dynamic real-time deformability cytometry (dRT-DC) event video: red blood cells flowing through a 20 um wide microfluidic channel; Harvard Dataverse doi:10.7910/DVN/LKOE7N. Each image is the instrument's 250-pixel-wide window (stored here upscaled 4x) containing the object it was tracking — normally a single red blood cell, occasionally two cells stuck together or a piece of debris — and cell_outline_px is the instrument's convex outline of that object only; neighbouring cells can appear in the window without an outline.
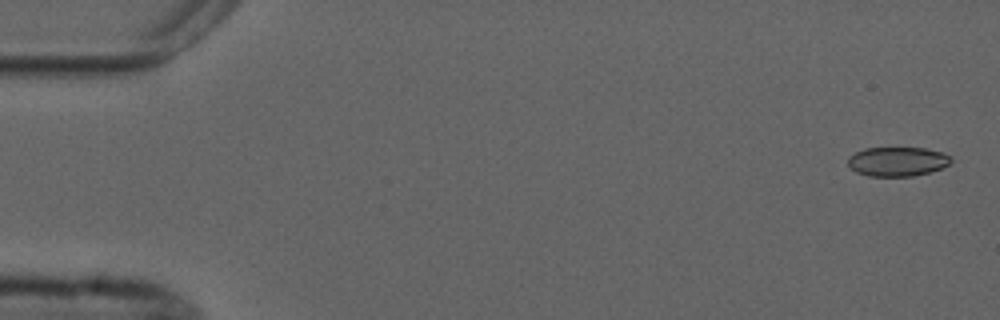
{"species": "common noctule bat (a hibernating species)", "species_latin": "Nyctalus noctula", "temperature_condition": "cold", "stored_images_in_passage": 6, "camera_frame_rate_fps": 3000, "um_per_image_px": 0.085, "animal": {"sex": "male", "forearm_length_mm": 52.5}, "frame": {"image": 1, "passage_image": 1, "time_ms": 0.0, "image_size_px": [1000, 320], "cell_outline_px": [[952, 160], [948, 164], [940, 168], [928, 172], [912, 176], [868, 176], [856, 172], [848, 164], [848, 156], [864, 148], [924, 148], [944, 152]], "centroid_in_image_um": [76.25, 13.72], "position_along_channel_um": 8.8, "area_um2": 17.46}}
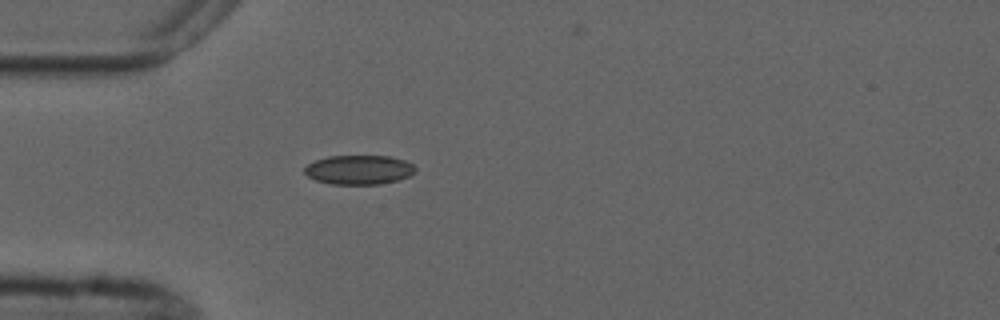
{"frame": {"image": 2, "passage_image": 5, "time_ms": 4.667, "image_size_px": [1000, 320], "cell_outline_px": [[416, 172], [408, 176], [396, 180], [380, 184], [332, 184], [316, 180], [308, 176], [304, 172], [304, 168], [308, 164], [316, 160], [328, 156], [392, 156], [404, 160], [412, 164], [416, 168]], "centroid_in_image_um": [30.52, 14.42], "position_along_channel_um": 54.5, "area_um2": 18.84}}